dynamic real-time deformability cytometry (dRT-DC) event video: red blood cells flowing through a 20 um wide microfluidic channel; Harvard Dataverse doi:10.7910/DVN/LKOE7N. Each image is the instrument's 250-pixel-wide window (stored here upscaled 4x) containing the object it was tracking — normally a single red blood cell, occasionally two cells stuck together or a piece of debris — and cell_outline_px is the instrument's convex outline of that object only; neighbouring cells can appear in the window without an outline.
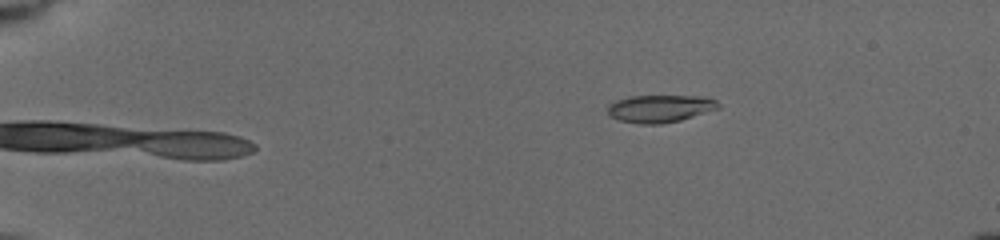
{"species": "common noctule bat (a hibernating species)", "species_latin": "Nyctalus noctula", "temperature_condition": "cold", "stored_images_in_passage": 43, "camera_frame_rate_fps": 3000, "um_per_image_px": 0.085, "animal": {"sex": "female", "body_mass_g": 19.5, "forearm_length_mm": 54.1}, "frame": {"image": 1, "passage_image": 1, "time_ms": 0.0, "image_size_px": [1000, 240], "cell_outline_px": [[720, 108], [680, 120], [660, 124], [640, 124], [620, 120], [608, 116], [608, 104], [616, 100], [628, 96], [696, 96], [716, 100], [720, 104]], "centroid_in_image_um": [56.07, 9.23], "position_along_channel_um": 28.9, "area_um2": 17.69}}
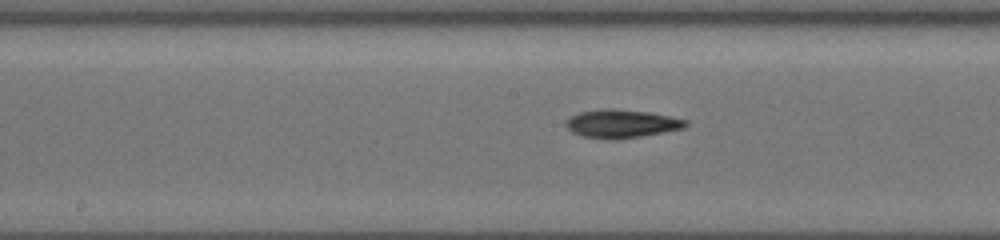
{"frame": {"image": 2, "passage_image": 20, "time_ms": 6.667, "image_size_px": [1000, 240], "cell_outline_px": [[688, 124], [684, 128], [664, 132], [616, 140], [608, 140], [584, 136], [572, 132], [564, 124], [572, 116], [580, 112], [608, 108], [612, 108], [648, 112], [688, 120]], "centroid_in_image_um": [52.84, 10.52], "position_along_channel_um": 195.4, "area_um2": 19.59}}
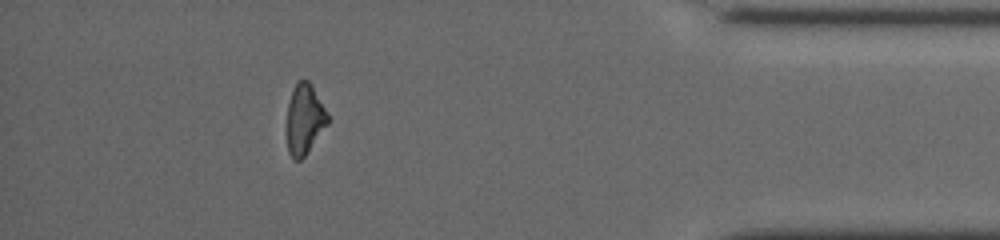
{"frame": {"image": 3, "passage_image": 37, "time_ms": 13.0, "image_size_px": [1000, 240], "cell_outline_px": [[328, 124], [304, 156], [300, 160], [292, 160], [288, 152], [288, 104], [296, 80], [308, 80], [312, 84], [328, 116]], "centroid_in_image_um": [25.88, 10.13], "position_along_channel_um": 409.3, "area_um2": 16.42}, "authors_computed_cell_mechanics": {"area_um2": 18.6116, "velocity_mm_per_s": 3.9515, "shape_relaxation_time_tau1_ms": 4.4389, "shape_relaxation_time_tau2_ms": null, "deformation_change_tau1": 0.1553, "deformation_change_tau2": null}}